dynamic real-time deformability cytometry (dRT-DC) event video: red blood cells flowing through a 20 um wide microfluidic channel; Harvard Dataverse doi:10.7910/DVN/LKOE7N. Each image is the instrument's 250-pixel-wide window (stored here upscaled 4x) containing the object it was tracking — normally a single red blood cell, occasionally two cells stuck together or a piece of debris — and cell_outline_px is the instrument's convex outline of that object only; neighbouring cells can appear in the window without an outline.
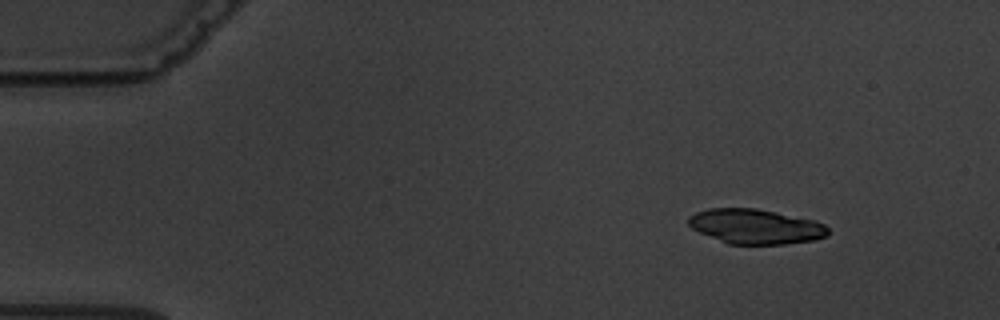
{"species": "common noctule bat (a hibernating species)", "species_latin": "Nyctalus noctula", "temperature_condition": "warm", "stored_images_in_passage": 7, "camera_frame_rate_fps": 3000, "um_per_image_px": 0.085, "animal": {"sex": "male", "body_mass_g": 19.5, "forearm_length_mm": 54.6}, "frame": {"image": 1, "passage_image": 1, "time_ms": 0.0, "image_size_px": [1000, 320], "cell_outline_px": [[828, 232], [824, 236], [812, 240], [784, 244], [728, 244], [700, 232], [692, 228], [688, 224], [688, 216], [696, 212], [708, 208], [756, 208], [816, 220], [824, 224], [828, 228]], "centroid_in_image_um": [64.2, 19.24], "position_along_channel_um": 20.8, "area_um2": 28.21}}